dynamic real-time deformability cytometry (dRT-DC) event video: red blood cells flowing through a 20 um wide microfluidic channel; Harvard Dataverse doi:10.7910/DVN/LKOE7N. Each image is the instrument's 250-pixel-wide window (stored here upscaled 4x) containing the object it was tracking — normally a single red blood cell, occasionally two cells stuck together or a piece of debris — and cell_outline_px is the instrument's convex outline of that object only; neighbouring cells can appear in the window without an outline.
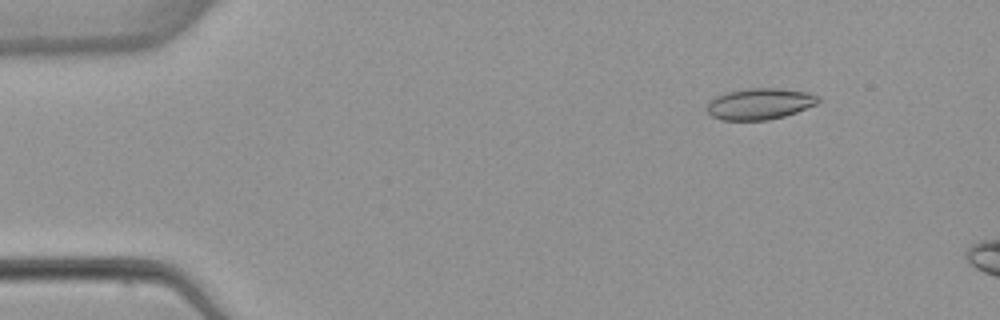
{"species": "common noctule bat (a hibernating species)", "species_latin": "Nyctalus noctula", "temperature_condition": "warm", "stored_images_in_passage": 4, "camera_frame_rate_fps": 3000, "um_per_image_px": 0.085, "animal": {"sex": "female", "body_mass_g": 22.7, "forearm_length_mm": 54.2}, "frame": {"image": 1, "passage_image": 2, "time_ms": 1.333, "image_size_px": [1000, 320], "cell_outline_px": [[820, 100], [816, 104], [796, 112], [784, 116], [768, 120], [720, 120], [712, 116], [708, 112], [708, 104], [716, 96], [728, 92], [748, 88], [780, 88], [808, 92], [820, 96]], "centroid_in_image_um": [64.61, 8.82], "position_along_channel_um": 20.4, "area_um2": 20.17}}